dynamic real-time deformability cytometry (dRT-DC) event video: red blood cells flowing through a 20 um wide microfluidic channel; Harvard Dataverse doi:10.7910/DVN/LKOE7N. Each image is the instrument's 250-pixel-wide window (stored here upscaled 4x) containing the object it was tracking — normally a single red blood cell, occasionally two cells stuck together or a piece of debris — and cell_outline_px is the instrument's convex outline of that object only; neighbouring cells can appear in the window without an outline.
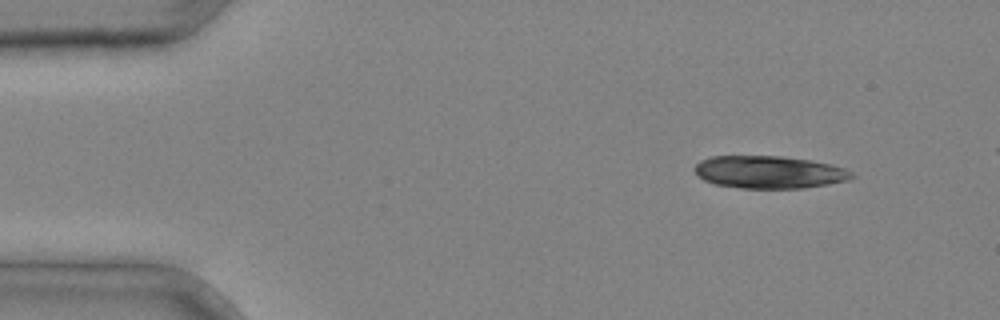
{"species": "common noctule bat (a hibernating species)", "species_latin": "Nyctalus noctula", "temperature_condition": "cold", "stored_images_in_passage": 4, "segment_of_instrument_passage": [1, 2], "camera_frame_rate_fps": 3000, "um_per_image_px": 0.085, "animal": {"sex": "male", "body_mass_g": 20.4}, "frame": {"image": 1, "passage_image": 1, "time_ms": 0.0, "image_size_px": [1000, 320], "cell_outline_px": [[856, 176], [848, 180], [828, 184], [804, 188], [744, 188], [716, 184], [704, 180], [692, 168], [700, 160], [712, 156], [780, 156], [812, 160], [832, 164], [844, 168], [852, 172]], "centroid_in_image_um": [65.4, 14.62], "position_along_channel_um": 19.6, "area_um2": 29.82}}